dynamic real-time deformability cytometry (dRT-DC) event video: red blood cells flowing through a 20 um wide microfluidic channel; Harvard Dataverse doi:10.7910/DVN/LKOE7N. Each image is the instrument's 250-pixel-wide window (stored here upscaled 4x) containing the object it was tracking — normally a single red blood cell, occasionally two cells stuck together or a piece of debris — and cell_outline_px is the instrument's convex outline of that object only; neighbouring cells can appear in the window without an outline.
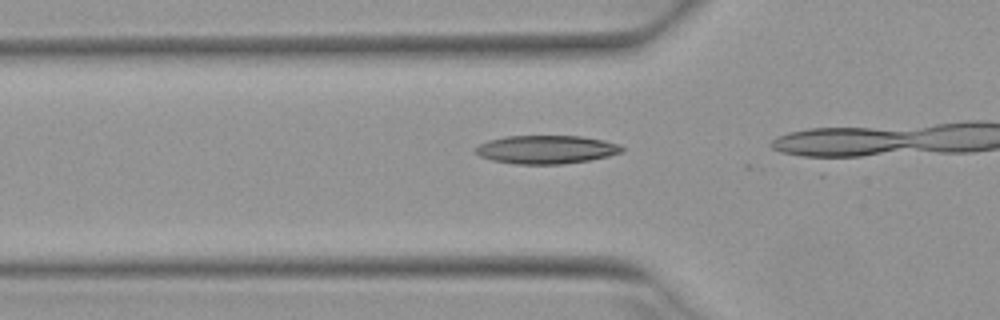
{"species": "Egyptian fruit bat (a non-hibernating species)", "species_latin": "Rousettus aegyptiacus", "temperature_condition": "warm", "stored_images_in_passage": 14, "camera_frame_rate_fps": 3000, "um_per_image_px": 0.085, "animal": {"sex": "female"}, "frame": {"image": 1, "passage_image": 13, "time_ms": 4.0, "image_size_px": [1000, 320], "cell_outline_px": [[624, 152], [608, 156], [588, 160], [560, 164], [516, 164], [492, 160], [480, 156], [476, 152], [476, 148], [480, 144], [488, 140], [504, 136], [580, 136], [604, 140], [620, 144], [624, 148]], "centroid_in_image_um": [46.46, 12.7], "position_along_channel_um": 79.3, "area_um2": 24.16}}